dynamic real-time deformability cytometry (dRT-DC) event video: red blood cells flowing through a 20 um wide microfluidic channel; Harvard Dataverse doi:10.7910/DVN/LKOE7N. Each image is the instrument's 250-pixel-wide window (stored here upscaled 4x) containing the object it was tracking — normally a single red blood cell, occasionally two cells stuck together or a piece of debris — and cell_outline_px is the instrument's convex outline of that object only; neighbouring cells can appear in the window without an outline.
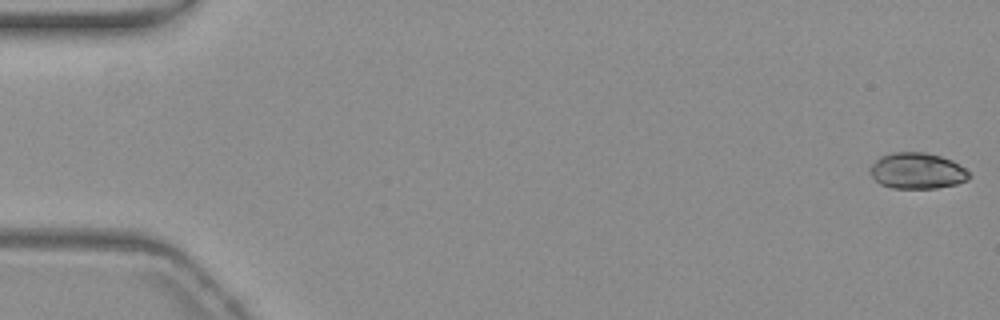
{"species": "common noctule bat (a hibernating species)", "species_latin": "Nyctalus noctula", "temperature_condition": "warm", "stored_images_in_passage": 56, "camera_frame_rate_fps": 3000, "um_per_image_px": 0.085, "animal": {"sex": "female", "body_mass_g": 19.3, "forearm_length_mm": 54.1}, "frame": {"image": 1, "passage_image": 1, "time_ms": 0.0, "image_size_px": [1000, 320], "cell_outline_px": [[968, 180], [956, 184], [936, 188], [892, 188], [880, 184], [868, 172], [868, 168], [880, 156], [892, 152], [924, 152], [940, 156], [952, 160], [964, 168], [968, 172]], "centroid_in_image_um": [77.91, 14.52], "position_along_channel_um": 7.1, "area_um2": 20.81}}
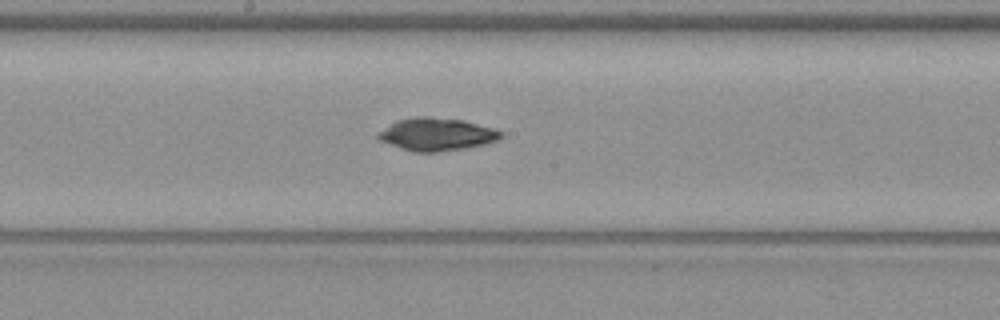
{"frame": {"image": 2, "passage_image": 30, "time_ms": 9.667, "image_size_px": [1000, 320], "cell_outline_px": [[504, 136], [500, 140], [484, 144], [464, 148], [436, 152], [412, 152], [400, 148], [380, 140], [376, 136], [376, 132], [396, 120], [416, 116], [428, 116], [464, 120], [496, 128], [504, 132]], "centroid_in_image_um": [37.14, 11.4], "position_along_channel_um": 211.1, "area_um2": 23.81}}
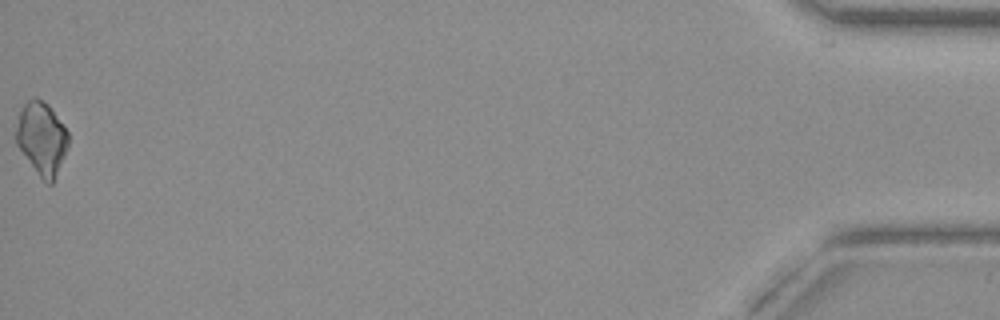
{"frame": {"image": 3, "passage_image": 56, "time_ms": 18.333, "image_size_px": [1000, 320], "cell_outline_px": [[68, 144], [64, 156], [52, 184], [48, 184], [40, 176], [16, 144], [16, 128], [20, 108], [32, 96], [36, 96], [48, 104], [68, 132]], "centroid_in_image_um": [3.53, 11.71], "position_along_channel_um": 431.7, "area_um2": 21.79}, "authors_computed_cell_mechanics": {"area_um2": 22.0218, "velocity_mm_per_s": 3.7426, "shape_relaxation_time_tau1_ms": 6.2295, "shape_relaxation_time_tau2_ms": null, "deformation_change_tau1": 0.1401, "deformation_change_tau2": null}}